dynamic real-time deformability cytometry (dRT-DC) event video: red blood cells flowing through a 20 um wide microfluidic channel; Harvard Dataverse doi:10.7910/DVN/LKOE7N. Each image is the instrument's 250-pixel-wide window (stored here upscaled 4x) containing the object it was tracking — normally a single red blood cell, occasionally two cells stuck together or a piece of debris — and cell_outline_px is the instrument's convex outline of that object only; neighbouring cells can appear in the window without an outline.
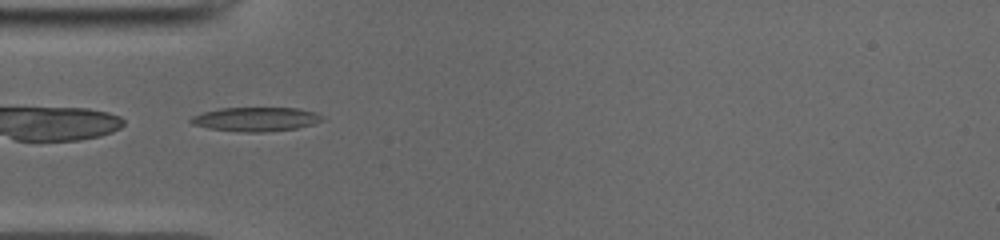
{"species": "common noctule bat (a hibernating species)", "species_latin": "Nyctalus noctula", "temperature_condition": "cold", "stored_images_in_passage": 35, "camera_frame_rate_fps": 3000, "um_per_image_px": 0.085, "animal": {"sex": "male", "body_mass_g": 19.0, "forearm_length_mm": 50.8}, "frame": {"image": 1, "passage_image": 1, "time_ms": 0.0, "image_size_px": [1000, 240], "cell_outline_px": [[324, 116], [320, 120], [312, 124], [296, 128], [264, 132], [248, 132], [208, 128], [192, 124], [188, 120], [192, 116], [204, 112], [220, 108], [300, 108], [316, 112]], "centroid_in_image_um": [21.74, 10.12], "position_along_channel_um": 63.3, "area_um2": 18.26}}
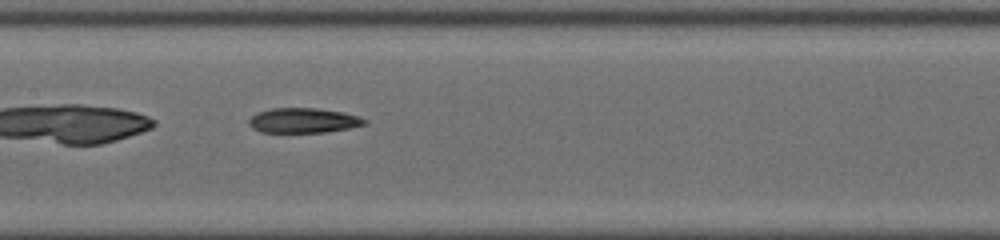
{"frame": {"image": 2, "passage_image": 10, "time_ms": 3.0, "image_size_px": [1000, 240], "cell_outline_px": [[368, 120], [364, 124], [348, 128], [324, 132], [260, 132], [252, 128], [248, 124], [248, 120], [252, 116], [260, 112], [272, 108], [316, 108], [344, 112], [360, 116]], "centroid_in_image_um": [25.79, 10.23], "position_along_channel_um": 181.6, "area_um2": 16.7}}
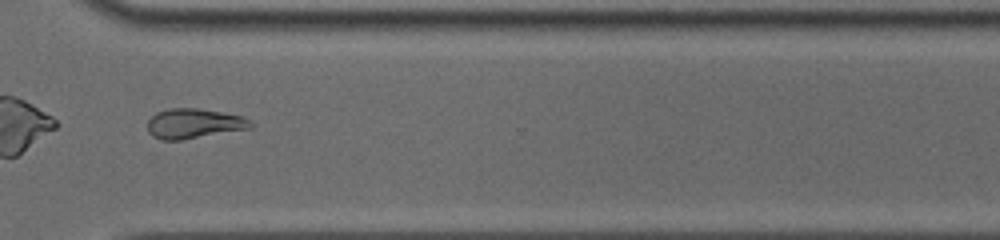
{"frame": {"image": 3, "passage_image": 23, "time_ms": 7.333, "image_size_px": [1000, 240], "cell_outline_px": [[252, 128], [180, 140], [160, 140], [152, 136], [148, 132], [148, 120], [156, 112], [168, 108], [196, 108], [220, 112], [240, 116], [248, 120], [252, 124]], "centroid_in_image_um": [16.42, 10.51], "position_along_channel_um": 354.2, "area_um2": 17.8}}